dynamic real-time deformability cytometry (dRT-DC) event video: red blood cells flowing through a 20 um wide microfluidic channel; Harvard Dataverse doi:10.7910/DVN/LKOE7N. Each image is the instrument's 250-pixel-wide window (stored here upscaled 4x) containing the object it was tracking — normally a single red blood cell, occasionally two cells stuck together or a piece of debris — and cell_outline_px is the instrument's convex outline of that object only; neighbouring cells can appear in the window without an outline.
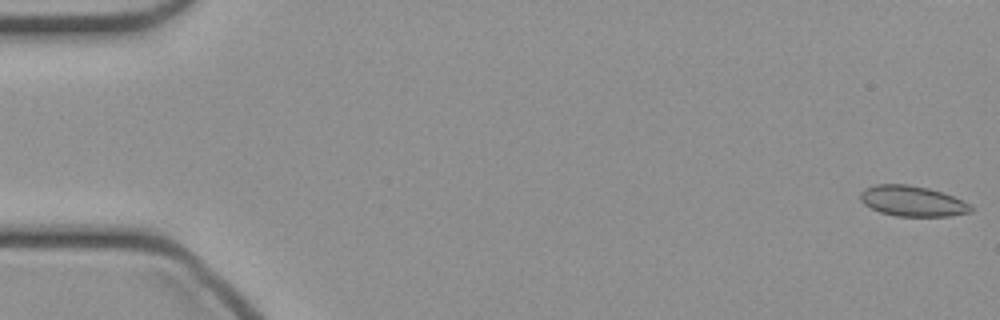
{"species": "common noctule bat (a hibernating species)", "species_latin": "Nyctalus noctula", "temperature_condition": "cold", "stored_images_in_passage": 49, "camera_frame_rate_fps": 3000, "um_per_image_px": 0.085, "animal": {"sex": "female", "body_mass_g": 21.9}, "frame": {"image": 1, "passage_image": 1, "time_ms": 0.0, "image_size_px": [1000, 320], "cell_outline_px": [[972, 212], [948, 216], [896, 216], [880, 212], [864, 204], [860, 200], [860, 192], [864, 188], [876, 184], [908, 184], [928, 188], [952, 196], [972, 204]], "centroid_in_image_um": [77.54, 17.09], "position_along_channel_um": 7.5, "area_um2": 19.65}}
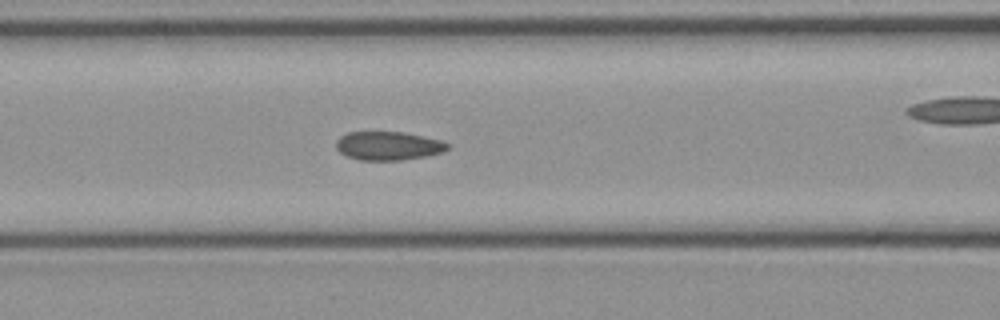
{"frame": {"image": 2, "passage_image": 20, "time_ms": 6.333, "image_size_px": [1000, 320], "cell_outline_px": [[452, 144], [444, 152], [428, 156], [400, 160], [360, 160], [348, 156], [340, 152], [336, 148], [336, 140], [340, 136], [348, 132], [404, 132], [444, 140]], "centroid_in_image_um": [33.06, 12.39], "position_along_channel_um": 133.5, "area_um2": 18.84}}
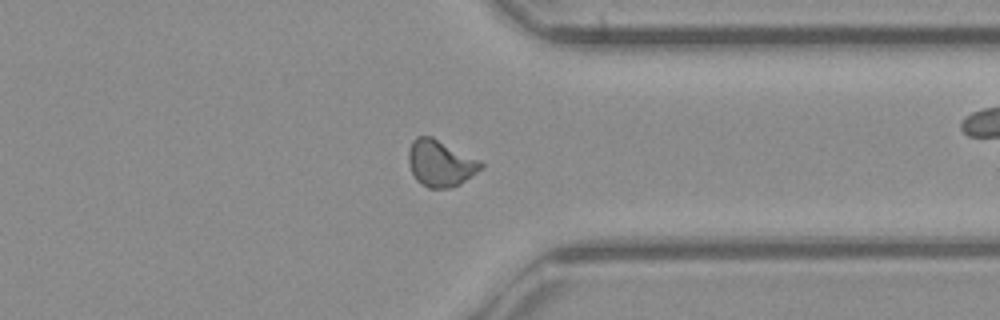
{"frame": {"image": 3, "passage_image": 37, "time_ms": 12.0, "image_size_px": [1000, 320], "cell_outline_px": [[484, 168], [460, 184], [448, 188], [428, 188], [420, 184], [416, 180], [408, 164], [408, 152], [412, 140], [416, 136], [432, 136], [480, 160], [484, 164]], "centroid_in_image_um": [37.43, 13.88], "position_along_channel_um": 374.0, "area_um2": 19.83}}